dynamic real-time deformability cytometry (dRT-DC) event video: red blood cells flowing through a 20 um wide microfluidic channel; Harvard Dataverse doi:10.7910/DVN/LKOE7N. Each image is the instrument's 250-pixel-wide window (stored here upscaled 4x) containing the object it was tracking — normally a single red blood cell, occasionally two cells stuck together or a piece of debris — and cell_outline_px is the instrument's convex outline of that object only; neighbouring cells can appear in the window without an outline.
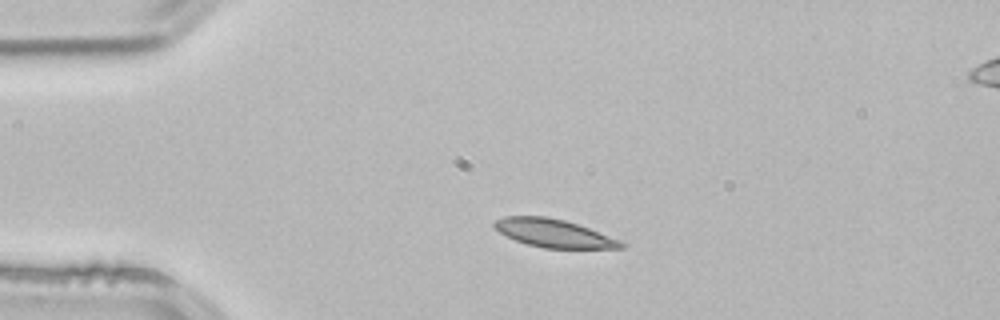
{"species": "common noctule bat (a hibernating species)", "species_latin": "Nyctalus noctula", "temperature_condition": "room temperature", "stored_images_in_passage": 2, "camera_frame_rate_fps": 3000, "um_per_image_px": 0.085, "animal": {"sex": "male", "body_mass_g": 21.5, "forearm_length_mm": 52.0}, "frame": {"image": 1, "passage_image": 1, "time_ms": 0.0, "image_size_px": [1000, 320], "cell_outline_px": [[628, 244], [624, 248], [544, 248], [528, 244], [516, 240], [500, 232], [492, 224], [496, 220], [504, 216], [544, 216], [564, 220], [588, 228], [620, 240]], "centroid_in_image_um": [47.09, 19.83], "position_along_channel_um": 37.9, "area_um2": 20.46}}